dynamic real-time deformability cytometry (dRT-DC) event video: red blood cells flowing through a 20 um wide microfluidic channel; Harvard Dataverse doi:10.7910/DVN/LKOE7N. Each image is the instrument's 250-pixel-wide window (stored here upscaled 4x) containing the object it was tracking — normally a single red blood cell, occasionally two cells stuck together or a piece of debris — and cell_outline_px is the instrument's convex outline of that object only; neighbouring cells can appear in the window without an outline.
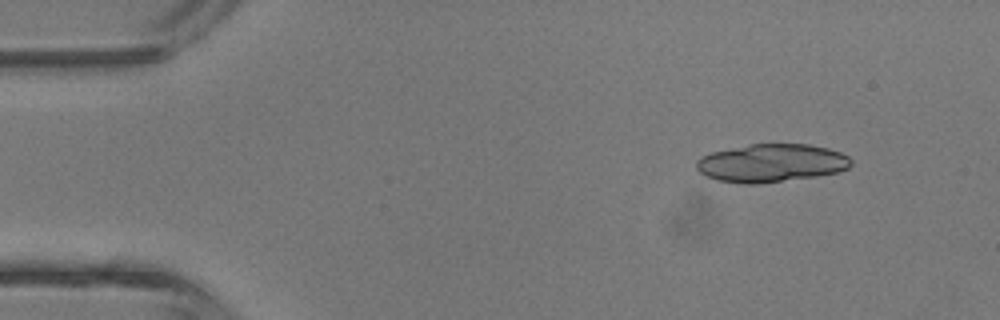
{"species": "common noctule bat (a hibernating species)", "species_latin": "Nyctalus noctula", "temperature_condition": "room temperature", "stored_images_in_passage": 4, "camera_frame_rate_fps": 3000, "um_per_image_px": 0.085, "animal": {"sex": "male", "body_mass_g": 13.3}, "frame": {"image": 1, "passage_image": 2, "time_ms": 1.333, "image_size_px": [1000, 320], "cell_outline_px": [[852, 164], [848, 168], [836, 172], [816, 176], [760, 184], [744, 184], [716, 180], [700, 172], [696, 168], [696, 160], [700, 156], [712, 152], [752, 144], [808, 144], [828, 148], [840, 152], [848, 156], [852, 160]], "centroid_in_image_um": [65.56, 13.86], "position_along_channel_um": 19.4, "area_um2": 34.33}}